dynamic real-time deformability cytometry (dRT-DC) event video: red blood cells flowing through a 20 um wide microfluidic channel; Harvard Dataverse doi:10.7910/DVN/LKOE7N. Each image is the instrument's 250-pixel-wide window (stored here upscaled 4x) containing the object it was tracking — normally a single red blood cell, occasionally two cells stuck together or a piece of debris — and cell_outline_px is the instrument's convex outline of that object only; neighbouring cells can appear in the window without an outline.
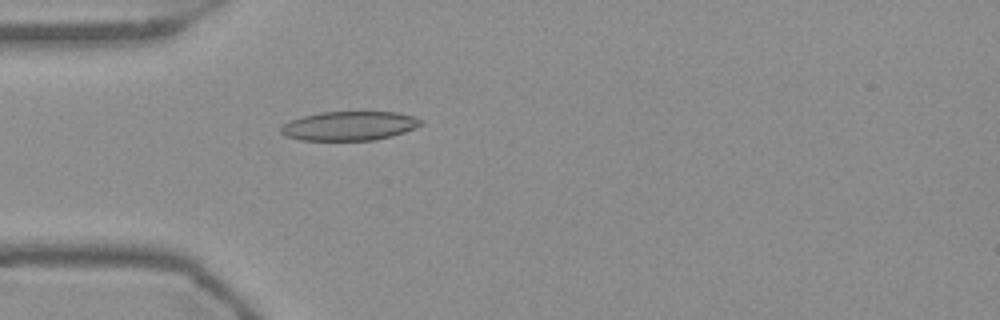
{"species": "Egyptian fruit bat (a non-hibernating species)", "species_latin": "Rousettus aegyptiacus", "temperature_condition": "warm", "stored_images_in_passage": 54, "camera_frame_rate_fps": 3000, "um_per_image_px": 0.085, "frame": {"image": 1, "passage_image": 16, "time_ms": 5.0, "image_size_px": [1000, 320], "cell_outline_px": [[424, 120], [420, 124], [404, 132], [392, 136], [372, 140], [300, 140], [284, 136], [280, 132], [280, 128], [284, 124], [292, 120], [304, 116], [320, 112], [396, 112], [412, 116]], "centroid_in_image_um": [29.66, 10.7], "position_along_channel_um": 55.3, "area_um2": 23.52}}
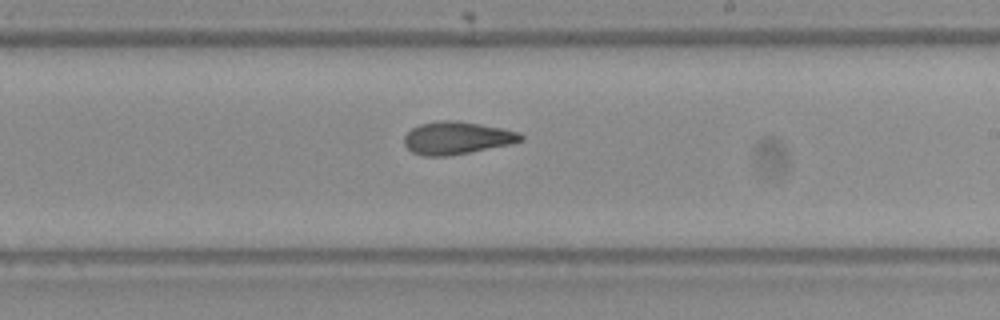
{"frame": {"image": 2, "passage_image": 32, "time_ms": 10.333, "image_size_px": [1000, 320], "cell_outline_px": [[524, 140], [512, 144], [448, 156], [424, 156], [412, 152], [404, 144], [404, 136], [412, 128], [420, 124], [440, 120], [452, 120], [480, 124], [520, 132], [524, 136]], "centroid_in_image_um": [38.84, 11.73], "position_along_channel_um": 250.2, "area_um2": 22.14}}
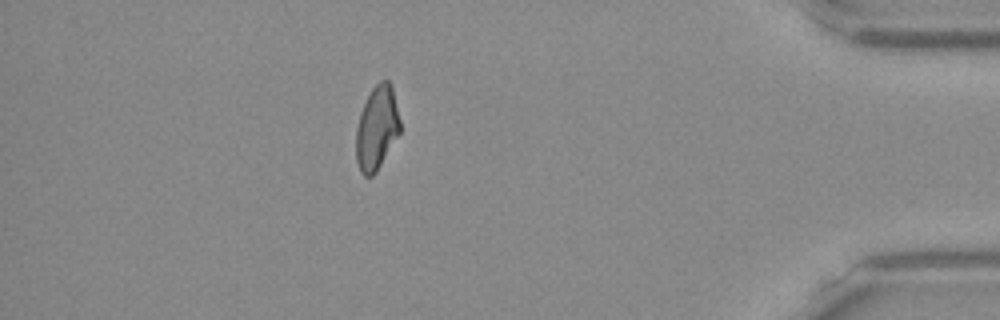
{"frame": {"image": 3, "passage_image": 48, "time_ms": 15.667, "image_size_px": [1000, 320], "cell_outline_px": [[400, 132], [376, 172], [372, 176], [364, 176], [360, 172], [356, 160], [356, 128], [360, 112], [372, 88], [380, 80], [388, 80], [392, 88], [400, 120]], "centroid_in_image_um": [32.01, 10.89], "position_along_channel_um": 403.2, "area_um2": 21.33}, "authors_computed_cell_mechanics": {"area_um2": 22.5998, "velocity_mm_per_s": 3.7376, "shape_relaxation_time_tau1_ms": null, "shape_relaxation_time_tau2_ms": 2.8581, "deformation_change_tau1": null, "deformation_change_tau2": 0.0993}}